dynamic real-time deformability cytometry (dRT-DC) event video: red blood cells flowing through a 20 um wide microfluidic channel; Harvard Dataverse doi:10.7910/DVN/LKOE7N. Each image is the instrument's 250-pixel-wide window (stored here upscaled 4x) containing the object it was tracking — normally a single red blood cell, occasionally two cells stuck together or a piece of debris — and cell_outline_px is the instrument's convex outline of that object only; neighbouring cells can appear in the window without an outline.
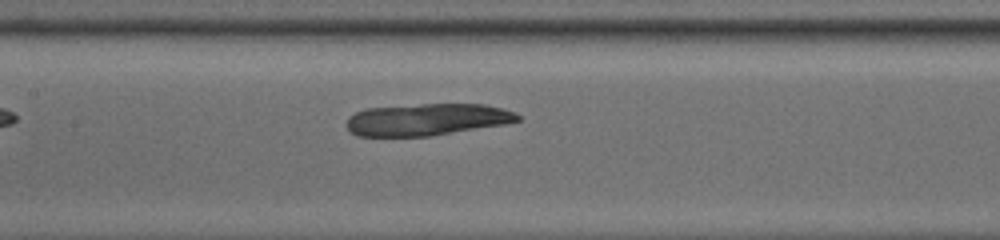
{"species": "common noctule bat (a hibernating species)", "species_latin": "Nyctalus noctula", "temperature_condition": "room temperature", "stored_images_in_passage": 33, "camera_frame_rate_fps": 3000, "um_per_image_px": 0.085, "animal": {"sex": "male", "body_mass_g": 13.0, "forearm_length_mm": 53.1}, "frame": {"image": 1, "passage_image": 10, "time_ms": 3.0, "image_size_px": [1000, 240], "cell_outline_px": [[520, 120], [504, 124], [428, 136], [356, 136], [348, 132], [348, 116], [364, 108], [420, 104], [484, 104], [504, 108], [516, 112], [520, 116]], "centroid_in_image_um": [36.27, 10.15], "position_along_channel_um": 171.1, "area_um2": 31.91}}
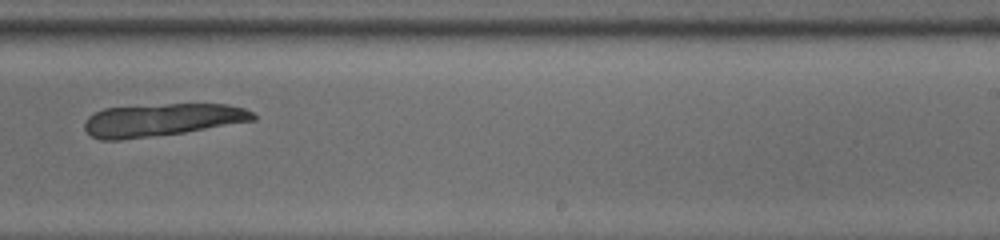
{"frame": {"image": 2, "passage_image": 18, "time_ms": 5.667, "image_size_px": [1000, 240], "cell_outline_px": [[256, 120], [184, 132], [120, 140], [100, 140], [92, 136], [84, 128], [84, 120], [88, 116], [104, 108], [168, 104], [228, 104], [244, 108], [252, 112], [256, 116]], "centroid_in_image_um": [13.75, 10.19], "position_along_channel_um": 275.3, "area_um2": 31.91}}
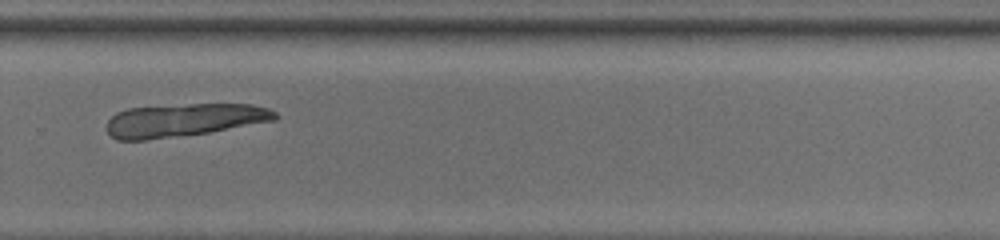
{"frame": {"image": 3, "passage_image": 21, "time_ms": 6.667, "image_size_px": [1000, 240], "cell_outline_px": [[280, 116], [276, 120], [208, 132], [144, 140], [116, 140], [108, 132], [108, 120], [116, 112], [128, 108], [192, 104], [252, 104], [268, 108], [276, 112]], "centroid_in_image_um": [15.66, 10.2], "position_along_channel_um": 314.1, "area_um2": 32.14}}